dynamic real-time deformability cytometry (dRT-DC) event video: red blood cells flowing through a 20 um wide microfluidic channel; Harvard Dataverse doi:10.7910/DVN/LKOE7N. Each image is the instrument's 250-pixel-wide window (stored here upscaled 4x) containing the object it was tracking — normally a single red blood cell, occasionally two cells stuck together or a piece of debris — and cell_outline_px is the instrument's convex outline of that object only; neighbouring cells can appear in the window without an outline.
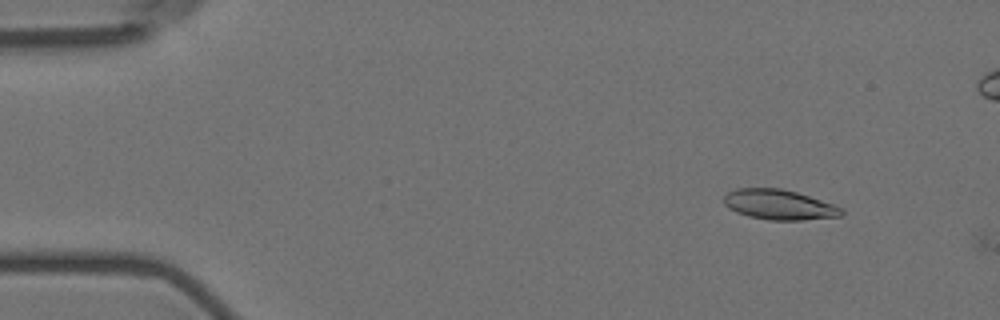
{"species": "Egyptian fruit bat (a non-hibernating species)", "species_latin": "Rousettus aegyptiacus", "temperature_condition": "room temperature", "stored_images_in_passage": 6, "camera_frame_rate_fps": 3000, "um_per_image_px": 0.085, "animal": {"sex": "female"}, "frame": {"image": 1, "passage_image": 2, "time_ms": 1.0, "image_size_px": [1000, 320], "cell_outline_px": [[844, 212], [840, 216], [800, 220], [768, 220], [748, 216], [736, 212], [728, 208], [724, 204], [724, 196], [728, 192], [736, 188], [780, 188], [796, 192], [832, 204], [840, 208]], "centroid_in_image_um": [66.16, 17.39], "position_along_channel_um": 18.8, "area_um2": 20.4}}